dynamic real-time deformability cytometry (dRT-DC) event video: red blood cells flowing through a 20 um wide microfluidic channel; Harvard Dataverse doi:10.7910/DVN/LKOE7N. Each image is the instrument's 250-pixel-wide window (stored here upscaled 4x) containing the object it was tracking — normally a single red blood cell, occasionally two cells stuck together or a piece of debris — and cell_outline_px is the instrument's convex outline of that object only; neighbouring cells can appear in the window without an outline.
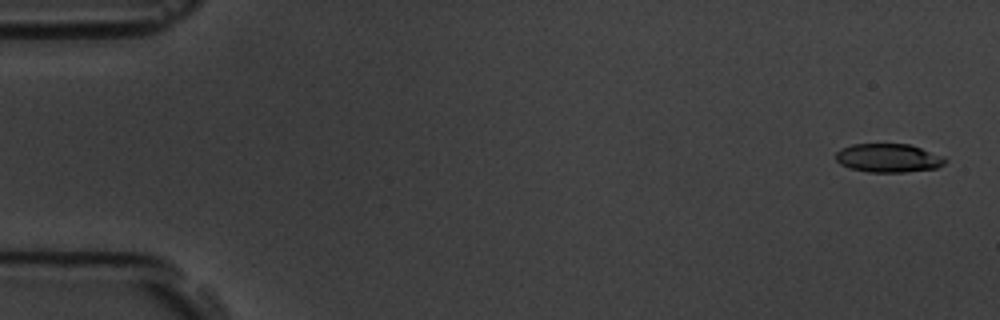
{"species": "common noctule bat (a hibernating species)", "species_latin": "Nyctalus noctula", "temperature_condition": "room temperature", "stored_images_in_passage": 5, "camera_frame_rate_fps": 3000, "um_per_image_px": 0.085, "animal": {"sex": "male", "body_mass_g": 19.5, "forearm_length_mm": 54.6}, "frame": {"image": 1, "passage_image": 1, "time_ms": 0.0, "image_size_px": [1000, 320], "cell_outline_px": [[948, 160], [944, 164], [936, 168], [904, 172], [868, 172], [852, 168], [840, 164], [836, 160], [836, 152], [840, 148], [852, 144], [912, 144], [944, 156]], "centroid_in_image_um": [75.54, 13.42], "position_along_channel_um": 9.5, "area_um2": 18.38}}